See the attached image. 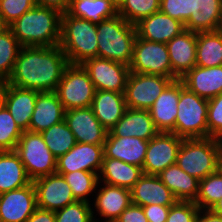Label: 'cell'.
<instances>
[{
    "label": "cell",
    "mask_w": 222,
    "mask_h": 222,
    "mask_svg": "<svg viewBox=\"0 0 222 222\" xmlns=\"http://www.w3.org/2000/svg\"><path fill=\"white\" fill-rule=\"evenodd\" d=\"M68 60L59 45L21 47L6 83L38 92L55 91Z\"/></svg>",
    "instance_id": "obj_1"
},
{
    "label": "cell",
    "mask_w": 222,
    "mask_h": 222,
    "mask_svg": "<svg viewBox=\"0 0 222 222\" xmlns=\"http://www.w3.org/2000/svg\"><path fill=\"white\" fill-rule=\"evenodd\" d=\"M62 13L54 8L35 5L9 25L22 47L59 45Z\"/></svg>",
    "instance_id": "obj_2"
},
{
    "label": "cell",
    "mask_w": 222,
    "mask_h": 222,
    "mask_svg": "<svg viewBox=\"0 0 222 222\" xmlns=\"http://www.w3.org/2000/svg\"><path fill=\"white\" fill-rule=\"evenodd\" d=\"M97 34V24L68 12L62 13L59 46L69 64H82L87 59L98 57Z\"/></svg>",
    "instance_id": "obj_3"
},
{
    "label": "cell",
    "mask_w": 222,
    "mask_h": 222,
    "mask_svg": "<svg viewBox=\"0 0 222 222\" xmlns=\"http://www.w3.org/2000/svg\"><path fill=\"white\" fill-rule=\"evenodd\" d=\"M97 33L98 57L129 66L137 37L135 25L117 14L97 24Z\"/></svg>",
    "instance_id": "obj_4"
},
{
    "label": "cell",
    "mask_w": 222,
    "mask_h": 222,
    "mask_svg": "<svg viewBox=\"0 0 222 222\" xmlns=\"http://www.w3.org/2000/svg\"><path fill=\"white\" fill-rule=\"evenodd\" d=\"M221 157L220 139L212 137L183 139L176 164L188 175L200 181L219 169Z\"/></svg>",
    "instance_id": "obj_5"
},
{
    "label": "cell",
    "mask_w": 222,
    "mask_h": 222,
    "mask_svg": "<svg viewBox=\"0 0 222 222\" xmlns=\"http://www.w3.org/2000/svg\"><path fill=\"white\" fill-rule=\"evenodd\" d=\"M175 121V130L178 137L183 139L208 137V100L199 97L184 86L179 79V101Z\"/></svg>",
    "instance_id": "obj_6"
},
{
    "label": "cell",
    "mask_w": 222,
    "mask_h": 222,
    "mask_svg": "<svg viewBox=\"0 0 222 222\" xmlns=\"http://www.w3.org/2000/svg\"><path fill=\"white\" fill-rule=\"evenodd\" d=\"M15 152L32 181L56 173L57 158L47 148L41 133L23 131L15 147Z\"/></svg>",
    "instance_id": "obj_7"
},
{
    "label": "cell",
    "mask_w": 222,
    "mask_h": 222,
    "mask_svg": "<svg viewBox=\"0 0 222 222\" xmlns=\"http://www.w3.org/2000/svg\"><path fill=\"white\" fill-rule=\"evenodd\" d=\"M65 110L89 107L96 89L81 64H68L55 90Z\"/></svg>",
    "instance_id": "obj_8"
},
{
    "label": "cell",
    "mask_w": 222,
    "mask_h": 222,
    "mask_svg": "<svg viewBox=\"0 0 222 222\" xmlns=\"http://www.w3.org/2000/svg\"><path fill=\"white\" fill-rule=\"evenodd\" d=\"M130 72L172 78V68L166 44L136 37Z\"/></svg>",
    "instance_id": "obj_9"
},
{
    "label": "cell",
    "mask_w": 222,
    "mask_h": 222,
    "mask_svg": "<svg viewBox=\"0 0 222 222\" xmlns=\"http://www.w3.org/2000/svg\"><path fill=\"white\" fill-rule=\"evenodd\" d=\"M175 78L130 72L125 89L127 108L149 110Z\"/></svg>",
    "instance_id": "obj_10"
},
{
    "label": "cell",
    "mask_w": 222,
    "mask_h": 222,
    "mask_svg": "<svg viewBox=\"0 0 222 222\" xmlns=\"http://www.w3.org/2000/svg\"><path fill=\"white\" fill-rule=\"evenodd\" d=\"M83 68L87 71L96 90L125 93L129 66L100 57L84 61Z\"/></svg>",
    "instance_id": "obj_11"
},
{
    "label": "cell",
    "mask_w": 222,
    "mask_h": 222,
    "mask_svg": "<svg viewBox=\"0 0 222 222\" xmlns=\"http://www.w3.org/2000/svg\"><path fill=\"white\" fill-rule=\"evenodd\" d=\"M183 138L173 132H159L148 142L143 174L159 175L170 165L176 164L178 150Z\"/></svg>",
    "instance_id": "obj_12"
},
{
    "label": "cell",
    "mask_w": 222,
    "mask_h": 222,
    "mask_svg": "<svg viewBox=\"0 0 222 222\" xmlns=\"http://www.w3.org/2000/svg\"><path fill=\"white\" fill-rule=\"evenodd\" d=\"M103 157L104 145L76 142L71 150L57 158L56 173L88 171L99 174Z\"/></svg>",
    "instance_id": "obj_13"
},
{
    "label": "cell",
    "mask_w": 222,
    "mask_h": 222,
    "mask_svg": "<svg viewBox=\"0 0 222 222\" xmlns=\"http://www.w3.org/2000/svg\"><path fill=\"white\" fill-rule=\"evenodd\" d=\"M32 182L36 190L38 208L55 212L76 201L71 187L62 175H46Z\"/></svg>",
    "instance_id": "obj_14"
},
{
    "label": "cell",
    "mask_w": 222,
    "mask_h": 222,
    "mask_svg": "<svg viewBox=\"0 0 222 222\" xmlns=\"http://www.w3.org/2000/svg\"><path fill=\"white\" fill-rule=\"evenodd\" d=\"M36 208V190L33 182L0 194V222H26Z\"/></svg>",
    "instance_id": "obj_15"
},
{
    "label": "cell",
    "mask_w": 222,
    "mask_h": 222,
    "mask_svg": "<svg viewBox=\"0 0 222 222\" xmlns=\"http://www.w3.org/2000/svg\"><path fill=\"white\" fill-rule=\"evenodd\" d=\"M64 120L76 142L104 145L108 131L96 118L91 106L66 110Z\"/></svg>",
    "instance_id": "obj_16"
},
{
    "label": "cell",
    "mask_w": 222,
    "mask_h": 222,
    "mask_svg": "<svg viewBox=\"0 0 222 222\" xmlns=\"http://www.w3.org/2000/svg\"><path fill=\"white\" fill-rule=\"evenodd\" d=\"M137 37L158 43L167 44L180 35L185 26L160 10L143 18L135 24Z\"/></svg>",
    "instance_id": "obj_17"
},
{
    "label": "cell",
    "mask_w": 222,
    "mask_h": 222,
    "mask_svg": "<svg viewBox=\"0 0 222 222\" xmlns=\"http://www.w3.org/2000/svg\"><path fill=\"white\" fill-rule=\"evenodd\" d=\"M197 32L184 30L166 46L172 68V78L180 79L196 66Z\"/></svg>",
    "instance_id": "obj_18"
},
{
    "label": "cell",
    "mask_w": 222,
    "mask_h": 222,
    "mask_svg": "<svg viewBox=\"0 0 222 222\" xmlns=\"http://www.w3.org/2000/svg\"><path fill=\"white\" fill-rule=\"evenodd\" d=\"M38 93L32 89L19 88L4 82L2 88L3 105L22 131H29V123Z\"/></svg>",
    "instance_id": "obj_19"
},
{
    "label": "cell",
    "mask_w": 222,
    "mask_h": 222,
    "mask_svg": "<svg viewBox=\"0 0 222 222\" xmlns=\"http://www.w3.org/2000/svg\"><path fill=\"white\" fill-rule=\"evenodd\" d=\"M132 203L140 206H171L178 200L158 175L143 174L131 189Z\"/></svg>",
    "instance_id": "obj_20"
},
{
    "label": "cell",
    "mask_w": 222,
    "mask_h": 222,
    "mask_svg": "<svg viewBox=\"0 0 222 222\" xmlns=\"http://www.w3.org/2000/svg\"><path fill=\"white\" fill-rule=\"evenodd\" d=\"M148 142L137 137H116L108 131L104 143V156L142 168Z\"/></svg>",
    "instance_id": "obj_21"
},
{
    "label": "cell",
    "mask_w": 222,
    "mask_h": 222,
    "mask_svg": "<svg viewBox=\"0 0 222 222\" xmlns=\"http://www.w3.org/2000/svg\"><path fill=\"white\" fill-rule=\"evenodd\" d=\"M179 79L173 80L154 101L149 109L159 132H173L178 111Z\"/></svg>",
    "instance_id": "obj_22"
},
{
    "label": "cell",
    "mask_w": 222,
    "mask_h": 222,
    "mask_svg": "<svg viewBox=\"0 0 222 222\" xmlns=\"http://www.w3.org/2000/svg\"><path fill=\"white\" fill-rule=\"evenodd\" d=\"M65 111L55 91L39 92L29 123V131L40 133L63 121Z\"/></svg>",
    "instance_id": "obj_23"
},
{
    "label": "cell",
    "mask_w": 222,
    "mask_h": 222,
    "mask_svg": "<svg viewBox=\"0 0 222 222\" xmlns=\"http://www.w3.org/2000/svg\"><path fill=\"white\" fill-rule=\"evenodd\" d=\"M180 79L190 91L207 100L222 93V65L195 66Z\"/></svg>",
    "instance_id": "obj_24"
},
{
    "label": "cell",
    "mask_w": 222,
    "mask_h": 222,
    "mask_svg": "<svg viewBox=\"0 0 222 222\" xmlns=\"http://www.w3.org/2000/svg\"><path fill=\"white\" fill-rule=\"evenodd\" d=\"M110 132L116 137H137L149 141L159 131L156 129L149 110L127 108L123 117Z\"/></svg>",
    "instance_id": "obj_25"
},
{
    "label": "cell",
    "mask_w": 222,
    "mask_h": 222,
    "mask_svg": "<svg viewBox=\"0 0 222 222\" xmlns=\"http://www.w3.org/2000/svg\"><path fill=\"white\" fill-rule=\"evenodd\" d=\"M91 108L102 126L110 131L127 109L124 93L96 90Z\"/></svg>",
    "instance_id": "obj_26"
},
{
    "label": "cell",
    "mask_w": 222,
    "mask_h": 222,
    "mask_svg": "<svg viewBox=\"0 0 222 222\" xmlns=\"http://www.w3.org/2000/svg\"><path fill=\"white\" fill-rule=\"evenodd\" d=\"M98 190L94 207L105 222H115L132 203L131 190L104 183Z\"/></svg>",
    "instance_id": "obj_27"
},
{
    "label": "cell",
    "mask_w": 222,
    "mask_h": 222,
    "mask_svg": "<svg viewBox=\"0 0 222 222\" xmlns=\"http://www.w3.org/2000/svg\"><path fill=\"white\" fill-rule=\"evenodd\" d=\"M143 175L142 168L121 160L103 157L99 182L131 190Z\"/></svg>",
    "instance_id": "obj_28"
},
{
    "label": "cell",
    "mask_w": 222,
    "mask_h": 222,
    "mask_svg": "<svg viewBox=\"0 0 222 222\" xmlns=\"http://www.w3.org/2000/svg\"><path fill=\"white\" fill-rule=\"evenodd\" d=\"M31 182L15 150L0 151V194L25 187Z\"/></svg>",
    "instance_id": "obj_29"
},
{
    "label": "cell",
    "mask_w": 222,
    "mask_h": 222,
    "mask_svg": "<svg viewBox=\"0 0 222 222\" xmlns=\"http://www.w3.org/2000/svg\"><path fill=\"white\" fill-rule=\"evenodd\" d=\"M158 176L178 201L195 202L199 193V180L188 175L177 164L170 165Z\"/></svg>",
    "instance_id": "obj_30"
},
{
    "label": "cell",
    "mask_w": 222,
    "mask_h": 222,
    "mask_svg": "<svg viewBox=\"0 0 222 222\" xmlns=\"http://www.w3.org/2000/svg\"><path fill=\"white\" fill-rule=\"evenodd\" d=\"M221 9L222 0H193L192 14L184 24L185 30L214 31Z\"/></svg>",
    "instance_id": "obj_31"
},
{
    "label": "cell",
    "mask_w": 222,
    "mask_h": 222,
    "mask_svg": "<svg viewBox=\"0 0 222 222\" xmlns=\"http://www.w3.org/2000/svg\"><path fill=\"white\" fill-rule=\"evenodd\" d=\"M68 13L74 17L99 24L118 14V8L110 0H71Z\"/></svg>",
    "instance_id": "obj_32"
},
{
    "label": "cell",
    "mask_w": 222,
    "mask_h": 222,
    "mask_svg": "<svg viewBox=\"0 0 222 222\" xmlns=\"http://www.w3.org/2000/svg\"><path fill=\"white\" fill-rule=\"evenodd\" d=\"M222 65V38L215 31L197 32L196 66Z\"/></svg>",
    "instance_id": "obj_33"
},
{
    "label": "cell",
    "mask_w": 222,
    "mask_h": 222,
    "mask_svg": "<svg viewBox=\"0 0 222 222\" xmlns=\"http://www.w3.org/2000/svg\"><path fill=\"white\" fill-rule=\"evenodd\" d=\"M40 133L47 148L56 158L67 153L76 144L74 134L69 129L65 120L54 124Z\"/></svg>",
    "instance_id": "obj_34"
},
{
    "label": "cell",
    "mask_w": 222,
    "mask_h": 222,
    "mask_svg": "<svg viewBox=\"0 0 222 222\" xmlns=\"http://www.w3.org/2000/svg\"><path fill=\"white\" fill-rule=\"evenodd\" d=\"M62 175L67 184L71 187L73 196L76 201H84L89 203L87 198L98 188L99 176L97 173L88 171H76Z\"/></svg>",
    "instance_id": "obj_35"
},
{
    "label": "cell",
    "mask_w": 222,
    "mask_h": 222,
    "mask_svg": "<svg viewBox=\"0 0 222 222\" xmlns=\"http://www.w3.org/2000/svg\"><path fill=\"white\" fill-rule=\"evenodd\" d=\"M222 199V172L218 169L199 181V193L195 204L200 209H211Z\"/></svg>",
    "instance_id": "obj_36"
},
{
    "label": "cell",
    "mask_w": 222,
    "mask_h": 222,
    "mask_svg": "<svg viewBox=\"0 0 222 222\" xmlns=\"http://www.w3.org/2000/svg\"><path fill=\"white\" fill-rule=\"evenodd\" d=\"M21 47L10 29L0 35V77L5 82L11 76Z\"/></svg>",
    "instance_id": "obj_37"
},
{
    "label": "cell",
    "mask_w": 222,
    "mask_h": 222,
    "mask_svg": "<svg viewBox=\"0 0 222 222\" xmlns=\"http://www.w3.org/2000/svg\"><path fill=\"white\" fill-rule=\"evenodd\" d=\"M160 10V0H124L118 7V14L135 25L143 18Z\"/></svg>",
    "instance_id": "obj_38"
},
{
    "label": "cell",
    "mask_w": 222,
    "mask_h": 222,
    "mask_svg": "<svg viewBox=\"0 0 222 222\" xmlns=\"http://www.w3.org/2000/svg\"><path fill=\"white\" fill-rule=\"evenodd\" d=\"M22 132L8 109L3 105L0 108V151L15 150Z\"/></svg>",
    "instance_id": "obj_39"
},
{
    "label": "cell",
    "mask_w": 222,
    "mask_h": 222,
    "mask_svg": "<svg viewBox=\"0 0 222 222\" xmlns=\"http://www.w3.org/2000/svg\"><path fill=\"white\" fill-rule=\"evenodd\" d=\"M56 222H94V217L90 203L75 201L60 210L55 211Z\"/></svg>",
    "instance_id": "obj_40"
},
{
    "label": "cell",
    "mask_w": 222,
    "mask_h": 222,
    "mask_svg": "<svg viewBox=\"0 0 222 222\" xmlns=\"http://www.w3.org/2000/svg\"><path fill=\"white\" fill-rule=\"evenodd\" d=\"M208 137L222 140V93L208 100Z\"/></svg>",
    "instance_id": "obj_41"
},
{
    "label": "cell",
    "mask_w": 222,
    "mask_h": 222,
    "mask_svg": "<svg viewBox=\"0 0 222 222\" xmlns=\"http://www.w3.org/2000/svg\"><path fill=\"white\" fill-rule=\"evenodd\" d=\"M35 5V0H0V14L10 25Z\"/></svg>",
    "instance_id": "obj_42"
},
{
    "label": "cell",
    "mask_w": 222,
    "mask_h": 222,
    "mask_svg": "<svg viewBox=\"0 0 222 222\" xmlns=\"http://www.w3.org/2000/svg\"><path fill=\"white\" fill-rule=\"evenodd\" d=\"M199 211L192 201H177L170 206L166 222H196Z\"/></svg>",
    "instance_id": "obj_43"
},
{
    "label": "cell",
    "mask_w": 222,
    "mask_h": 222,
    "mask_svg": "<svg viewBox=\"0 0 222 222\" xmlns=\"http://www.w3.org/2000/svg\"><path fill=\"white\" fill-rule=\"evenodd\" d=\"M193 0H160V11L183 24L192 14Z\"/></svg>",
    "instance_id": "obj_44"
},
{
    "label": "cell",
    "mask_w": 222,
    "mask_h": 222,
    "mask_svg": "<svg viewBox=\"0 0 222 222\" xmlns=\"http://www.w3.org/2000/svg\"><path fill=\"white\" fill-rule=\"evenodd\" d=\"M115 222H148L142 206L131 203Z\"/></svg>",
    "instance_id": "obj_45"
},
{
    "label": "cell",
    "mask_w": 222,
    "mask_h": 222,
    "mask_svg": "<svg viewBox=\"0 0 222 222\" xmlns=\"http://www.w3.org/2000/svg\"><path fill=\"white\" fill-rule=\"evenodd\" d=\"M143 211L145 213L148 222H166L170 206L162 205H146L143 206Z\"/></svg>",
    "instance_id": "obj_46"
},
{
    "label": "cell",
    "mask_w": 222,
    "mask_h": 222,
    "mask_svg": "<svg viewBox=\"0 0 222 222\" xmlns=\"http://www.w3.org/2000/svg\"><path fill=\"white\" fill-rule=\"evenodd\" d=\"M26 222H56L55 212L37 207Z\"/></svg>",
    "instance_id": "obj_47"
},
{
    "label": "cell",
    "mask_w": 222,
    "mask_h": 222,
    "mask_svg": "<svg viewBox=\"0 0 222 222\" xmlns=\"http://www.w3.org/2000/svg\"><path fill=\"white\" fill-rule=\"evenodd\" d=\"M71 0H35L36 5L54 8L61 13L68 12Z\"/></svg>",
    "instance_id": "obj_48"
},
{
    "label": "cell",
    "mask_w": 222,
    "mask_h": 222,
    "mask_svg": "<svg viewBox=\"0 0 222 222\" xmlns=\"http://www.w3.org/2000/svg\"><path fill=\"white\" fill-rule=\"evenodd\" d=\"M196 222H222V215L214 213L211 209H200Z\"/></svg>",
    "instance_id": "obj_49"
},
{
    "label": "cell",
    "mask_w": 222,
    "mask_h": 222,
    "mask_svg": "<svg viewBox=\"0 0 222 222\" xmlns=\"http://www.w3.org/2000/svg\"><path fill=\"white\" fill-rule=\"evenodd\" d=\"M211 210L216 213V214H219V215H222V199L217 201L213 207L211 208Z\"/></svg>",
    "instance_id": "obj_50"
},
{
    "label": "cell",
    "mask_w": 222,
    "mask_h": 222,
    "mask_svg": "<svg viewBox=\"0 0 222 222\" xmlns=\"http://www.w3.org/2000/svg\"><path fill=\"white\" fill-rule=\"evenodd\" d=\"M222 38V9L220 11L219 19L217 22L216 29L214 30Z\"/></svg>",
    "instance_id": "obj_51"
},
{
    "label": "cell",
    "mask_w": 222,
    "mask_h": 222,
    "mask_svg": "<svg viewBox=\"0 0 222 222\" xmlns=\"http://www.w3.org/2000/svg\"><path fill=\"white\" fill-rule=\"evenodd\" d=\"M9 29V25L5 22L4 18L0 14V35Z\"/></svg>",
    "instance_id": "obj_52"
},
{
    "label": "cell",
    "mask_w": 222,
    "mask_h": 222,
    "mask_svg": "<svg viewBox=\"0 0 222 222\" xmlns=\"http://www.w3.org/2000/svg\"><path fill=\"white\" fill-rule=\"evenodd\" d=\"M118 8L124 0H110Z\"/></svg>",
    "instance_id": "obj_53"
},
{
    "label": "cell",
    "mask_w": 222,
    "mask_h": 222,
    "mask_svg": "<svg viewBox=\"0 0 222 222\" xmlns=\"http://www.w3.org/2000/svg\"><path fill=\"white\" fill-rule=\"evenodd\" d=\"M4 82L5 81L0 77V94H2V88H3Z\"/></svg>",
    "instance_id": "obj_54"
},
{
    "label": "cell",
    "mask_w": 222,
    "mask_h": 222,
    "mask_svg": "<svg viewBox=\"0 0 222 222\" xmlns=\"http://www.w3.org/2000/svg\"><path fill=\"white\" fill-rule=\"evenodd\" d=\"M3 106V95L0 94V108Z\"/></svg>",
    "instance_id": "obj_55"
},
{
    "label": "cell",
    "mask_w": 222,
    "mask_h": 222,
    "mask_svg": "<svg viewBox=\"0 0 222 222\" xmlns=\"http://www.w3.org/2000/svg\"><path fill=\"white\" fill-rule=\"evenodd\" d=\"M219 170L222 172V157H221L220 163H219Z\"/></svg>",
    "instance_id": "obj_56"
}]
</instances>
